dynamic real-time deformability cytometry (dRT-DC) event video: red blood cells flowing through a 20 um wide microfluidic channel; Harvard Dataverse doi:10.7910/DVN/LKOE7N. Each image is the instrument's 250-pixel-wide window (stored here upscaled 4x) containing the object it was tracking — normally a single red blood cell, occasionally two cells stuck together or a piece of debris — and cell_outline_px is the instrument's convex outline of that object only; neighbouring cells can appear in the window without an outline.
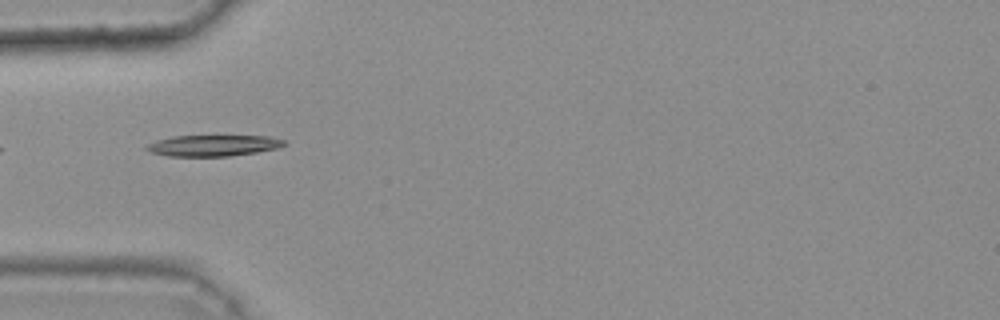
{"species": "common noctule bat (a hibernating species)", "species_latin": "Nyctalus noctula", "temperature_condition": "warm", "stored_images_in_passage": 28, "camera_frame_rate_fps": 3000, "um_per_image_px": 0.085, "animal": {"sex": "female", "body_mass_g": 25.1}, "frame": {"image": 1, "passage_image": 1, "time_ms": 0.0, "image_size_px": [1000, 320], "cell_outline_px": [[288, 144], [280, 148], [256, 152], [228, 156], [168, 156], [148, 152], [144, 148], [148, 144], [156, 140], [172, 136], [268, 136], [284, 140]], "centroid_in_image_um": [18.12, 12.37], "position_along_channel_um": 66.9, "area_um2": 17.05}}